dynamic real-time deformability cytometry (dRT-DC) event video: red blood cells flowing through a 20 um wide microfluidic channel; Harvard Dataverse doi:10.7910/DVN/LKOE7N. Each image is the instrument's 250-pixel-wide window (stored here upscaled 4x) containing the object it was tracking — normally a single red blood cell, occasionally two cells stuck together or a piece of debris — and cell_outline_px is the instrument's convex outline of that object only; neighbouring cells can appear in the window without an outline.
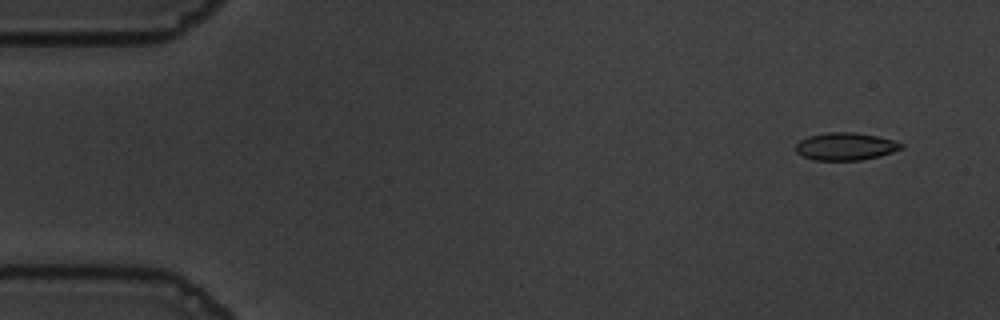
{"species": "common noctule bat (a hibernating species)", "species_latin": "Nyctalus noctula", "temperature_condition": "warm", "stored_images_in_passage": 14, "camera_frame_rate_fps": 3000, "um_per_image_px": 0.085, "animal": {"sex": "male", "body_mass_g": 19.5, "forearm_length_mm": 54.6}, "frame": {"image": 1, "passage_image": 4, "time_ms": 1.0, "image_size_px": [1000, 320], "cell_outline_px": [[904, 148], [892, 152], [860, 160], [812, 160], [796, 152], [796, 144], [800, 140], [808, 136], [828, 132], [856, 132], [876, 136], [892, 140], [904, 144]], "centroid_in_image_um": [71.85, 12.44], "position_along_channel_um": 13.1, "area_um2": 16.82}}